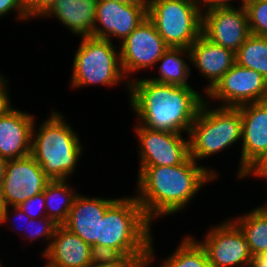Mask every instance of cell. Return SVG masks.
<instances>
[{"label": "cell", "instance_id": "6da1fadb", "mask_svg": "<svg viewBox=\"0 0 267 267\" xmlns=\"http://www.w3.org/2000/svg\"><path fill=\"white\" fill-rule=\"evenodd\" d=\"M218 176L217 171L191 157L174 166H139L134 196L146 217L154 222L181 213L203 186Z\"/></svg>", "mask_w": 267, "mask_h": 267}, {"label": "cell", "instance_id": "7a4b0ae2", "mask_svg": "<svg viewBox=\"0 0 267 267\" xmlns=\"http://www.w3.org/2000/svg\"><path fill=\"white\" fill-rule=\"evenodd\" d=\"M129 106L139 122L152 130L189 134L205 95L191 86H177L132 78Z\"/></svg>", "mask_w": 267, "mask_h": 267}, {"label": "cell", "instance_id": "3957f363", "mask_svg": "<svg viewBox=\"0 0 267 267\" xmlns=\"http://www.w3.org/2000/svg\"><path fill=\"white\" fill-rule=\"evenodd\" d=\"M151 224L136 197L123 195L100 219L97 256L150 257Z\"/></svg>", "mask_w": 267, "mask_h": 267}, {"label": "cell", "instance_id": "277c9868", "mask_svg": "<svg viewBox=\"0 0 267 267\" xmlns=\"http://www.w3.org/2000/svg\"><path fill=\"white\" fill-rule=\"evenodd\" d=\"M79 137L63 113L52 109L39 127L34 121L30 155L50 180H69L83 154Z\"/></svg>", "mask_w": 267, "mask_h": 267}, {"label": "cell", "instance_id": "5b68a950", "mask_svg": "<svg viewBox=\"0 0 267 267\" xmlns=\"http://www.w3.org/2000/svg\"><path fill=\"white\" fill-rule=\"evenodd\" d=\"M205 100L189 131L190 157L198 163L242 140L240 110L234 107L210 106Z\"/></svg>", "mask_w": 267, "mask_h": 267}, {"label": "cell", "instance_id": "8992f818", "mask_svg": "<svg viewBox=\"0 0 267 267\" xmlns=\"http://www.w3.org/2000/svg\"><path fill=\"white\" fill-rule=\"evenodd\" d=\"M73 58L71 87L81 89L95 85L105 87L124 84L129 93V80L121 66L119 46L109 40L92 36L81 37Z\"/></svg>", "mask_w": 267, "mask_h": 267}, {"label": "cell", "instance_id": "52a82bcc", "mask_svg": "<svg viewBox=\"0 0 267 267\" xmlns=\"http://www.w3.org/2000/svg\"><path fill=\"white\" fill-rule=\"evenodd\" d=\"M147 17L168 47L189 49L202 34V10L195 0H148Z\"/></svg>", "mask_w": 267, "mask_h": 267}, {"label": "cell", "instance_id": "ba28073f", "mask_svg": "<svg viewBox=\"0 0 267 267\" xmlns=\"http://www.w3.org/2000/svg\"><path fill=\"white\" fill-rule=\"evenodd\" d=\"M219 107H234L267 100V79L252 69L236 63L205 94V100Z\"/></svg>", "mask_w": 267, "mask_h": 267}, {"label": "cell", "instance_id": "9c48e42d", "mask_svg": "<svg viewBox=\"0 0 267 267\" xmlns=\"http://www.w3.org/2000/svg\"><path fill=\"white\" fill-rule=\"evenodd\" d=\"M205 233L203 240L197 242L213 267L251 266L253 257L245 236L230 218L214 227L212 225Z\"/></svg>", "mask_w": 267, "mask_h": 267}, {"label": "cell", "instance_id": "30bf717a", "mask_svg": "<svg viewBox=\"0 0 267 267\" xmlns=\"http://www.w3.org/2000/svg\"><path fill=\"white\" fill-rule=\"evenodd\" d=\"M119 44L122 70L129 82L135 76L134 73L155 68L159 58L168 49L148 17Z\"/></svg>", "mask_w": 267, "mask_h": 267}, {"label": "cell", "instance_id": "8fae6325", "mask_svg": "<svg viewBox=\"0 0 267 267\" xmlns=\"http://www.w3.org/2000/svg\"><path fill=\"white\" fill-rule=\"evenodd\" d=\"M134 133L139 145V166H174L190 157L189 136L148 129L138 123Z\"/></svg>", "mask_w": 267, "mask_h": 267}, {"label": "cell", "instance_id": "7c38bea8", "mask_svg": "<svg viewBox=\"0 0 267 267\" xmlns=\"http://www.w3.org/2000/svg\"><path fill=\"white\" fill-rule=\"evenodd\" d=\"M214 7L202 12V35L236 52L251 35L244 5Z\"/></svg>", "mask_w": 267, "mask_h": 267}, {"label": "cell", "instance_id": "4fadbf2b", "mask_svg": "<svg viewBox=\"0 0 267 267\" xmlns=\"http://www.w3.org/2000/svg\"><path fill=\"white\" fill-rule=\"evenodd\" d=\"M49 181L31 155L7 160L1 188L6 206H19L42 193Z\"/></svg>", "mask_w": 267, "mask_h": 267}, {"label": "cell", "instance_id": "5bb4252c", "mask_svg": "<svg viewBox=\"0 0 267 267\" xmlns=\"http://www.w3.org/2000/svg\"><path fill=\"white\" fill-rule=\"evenodd\" d=\"M242 119L241 154L237 177L242 180L245 172L267 150V100L237 107Z\"/></svg>", "mask_w": 267, "mask_h": 267}, {"label": "cell", "instance_id": "9a60e30c", "mask_svg": "<svg viewBox=\"0 0 267 267\" xmlns=\"http://www.w3.org/2000/svg\"><path fill=\"white\" fill-rule=\"evenodd\" d=\"M147 17V7L122 4L118 0H98L93 37L119 39L120 43Z\"/></svg>", "mask_w": 267, "mask_h": 267}, {"label": "cell", "instance_id": "2e32d148", "mask_svg": "<svg viewBox=\"0 0 267 267\" xmlns=\"http://www.w3.org/2000/svg\"><path fill=\"white\" fill-rule=\"evenodd\" d=\"M117 199L98 196L90 198L78 193L63 226L90 245L97 255L100 219Z\"/></svg>", "mask_w": 267, "mask_h": 267}, {"label": "cell", "instance_id": "e0dca14e", "mask_svg": "<svg viewBox=\"0 0 267 267\" xmlns=\"http://www.w3.org/2000/svg\"><path fill=\"white\" fill-rule=\"evenodd\" d=\"M35 116L12 106L0 113V157L14 160L30 155Z\"/></svg>", "mask_w": 267, "mask_h": 267}, {"label": "cell", "instance_id": "ac0fdd59", "mask_svg": "<svg viewBox=\"0 0 267 267\" xmlns=\"http://www.w3.org/2000/svg\"><path fill=\"white\" fill-rule=\"evenodd\" d=\"M189 52L190 63L208 81L204 95L236 63L234 51L212 43L202 34L190 46Z\"/></svg>", "mask_w": 267, "mask_h": 267}, {"label": "cell", "instance_id": "d6986e66", "mask_svg": "<svg viewBox=\"0 0 267 267\" xmlns=\"http://www.w3.org/2000/svg\"><path fill=\"white\" fill-rule=\"evenodd\" d=\"M42 256L53 267H90L97 255L79 236L58 225L48 250Z\"/></svg>", "mask_w": 267, "mask_h": 267}, {"label": "cell", "instance_id": "ffe728a7", "mask_svg": "<svg viewBox=\"0 0 267 267\" xmlns=\"http://www.w3.org/2000/svg\"><path fill=\"white\" fill-rule=\"evenodd\" d=\"M98 0H57L42 17H50L60 21L76 36L93 37L96 22V6ZM53 16V17H52Z\"/></svg>", "mask_w": 267, "mask_h": 267}, {"label": "cell", "instance_id": "44dd1931", "mask_svg": "<svg viewBox=\"0 0 267 267\" xmlns=\"http://www.w3.org/2000/svg\"><path fill=\"white\" fill-rule=\"evenodd\" d=\"M187 59L190 61L189 49L168 47L156 63L159 75L149 80L170 85L190 86L188 79L191 76V68Z\"/></svg>", "mask_w": 267, "mask_h": 267}, {"label": "cell", "instance_id": "7402d4cb", "mask_svg": "<svg viewBox=\"0 0 267 267\" xmlns=\"http://www.w3.org/2000/svg\"><path fill=\"white\" fill-rule=\"evenodd\" d=\"M243 214L230 219L243 232L252 257L267 254V202Z\"/></svg>", "mask_w": 267, "mask_h": 267}, {"label": "cell", "instance_id": "603a6c76", "mask_svg": "<svg viewBox=\"0 0 267 267\" xmlns=\"http://www.w3.org/2000/svg\"><path fill=\"white\" fill-rule=\"evenodd\" d=\"M75 190V191H74ZM47 217L63 225L78 194L66 180H50L44 191Z\"/></svg>", "mask_w": 267, "mask_h": 267}, {"label": "cell", "instance_id": "cb8c5ba5", "mask_svg": "<svg viewBox=\"0 0 267 267\" xmlns=\"http://www.w3.org/2000/svg\"><path fill=\"white\" fill-rule=\"evenodd\" d=\"M178 247L168 255L158 267H213L208 261L205 250L191 235L181 238Z\"/></svg>", "mask_w": 267, "mask_h": 267}, {"label": "cell", "instance_id": "d4e9b609", "mask_svg": "<svg viewBox=\"0 0 267 267\" xmlns=\"http://www.w3.org/2000/svg\"><path fill=\"white\" fill-rule=\"evenodd\" d=\"M236 64L267 79V37L250 35L235 52Z\"/></svg>", "mask_w": 267, "mask_h": 267}, {"label": "cell", "instance_id": "484cf974", "mask_svg": "<svg viewBox=\"0 0 267 267\" xmlns=\"http://www.w3.org/2000/svg\"><path fill=\"white\" fill-rule=\"evenodd\" d=\"M250 33L267 37V0H245Z\"/></svg>", "mask_w": 267, "mask_h": 267}, {"label": "cell", "instance_id": "4316f807", "mask_svg": "<svg viewBox=\"0 0 267 267\" xmlns=\"http://www.w3.org/2000/svg\"><path fill=\"white\" fill-rule=\"evenodd\" d=\"M57 226L58 224H56L52 219L48 217L38 219L31 218L29 219V221H27L26 231H24L25 233H23L24 235L22 236L24 240L26 239L25 241H27L28 239L31 243L40 238H43L45 241H47V243L49 242L48 245H46V248L44 247V249L41 251L42 256L48 250ZM27 230L29 231V233Z\"/></svg>", "mask_w": 267, "mask_h": 267}, {"label": "cell", "instance_id": "83f0119b", "mask_svg": "<svg viewBox=\"0 0 267 267\" xmlns=\"http://www.w3.org/2000/svg\"><path fill=\"white\" fill-rule=\"evenodd\" d=\"M149 260L150 257L96 256L90 267H140Z\"/></svg>", "mask_w": 267, "mask_h": 267}, {"label": "cell", "instance_id": "f1b7e54d", "mask_svg": "<svg viewBox=\"0 0 267 267\" xmlns=\"http://www.w3.org/2000/svg\"><path fill=\"white\" fill-rule=\"evenodd\" d=\"M18 207L32 219L47 217L43 192L25 200Z\"/></svg>", "mask_w": 267, "mask_h": 267}, {"label": "cell", "instance_id": "f546056e", "mask_svg": "<svg viewBox=\"0 0 267 267\" xmlns=\"http://www.w3.org/2000/svg\"><path fill=\"white\" fill-rule=\"evenodd\" d=\"M12 11L14 13L17 12L15 15L18 21L31 20L28 17L23 0H0V18L3 19V17H6V15H9Z\"/></svg>", "mask_w": 267, "mask_h": 267}, {"label": "cell", "instance_id": "4dcf8cb0", "mask_svg": "<svg viewBox=\"0 0 267 267\" xmlns=\"http://www.w3.org/2000/svg\"><path fill=\"white\" fill-rule=\"evenodd\" d=\"M30 19L40 18L50 10L57 0H23Z\"/></svg>", "mask_w": 267, "mask_h": 267}, {"label": "cell", "instance_id": "1f68e13d", "mask_svg": "<svg viewBox=\"0 0 267 267\" xmlns=\"http://www.w3.org/2000/svg\"><path fill=\"white\" fill-rule=\"evenodd\" d=\"M255 176V178L265 179L267 182V150L244 174L243 178H249ZM267 185V183H266ZM267 189V188H266Z\"/></svg>", "mask_w": 267, "mask_h": 267}, {"label": "cell", "instance_id": "d6a6232c", "mask_svg": "<svg viewBox=\"0 0 267 267\" xmlns=\"http://www.w3.org/2000/svg\"><path fill=\"white\" fill-rule=\"evenodd\" d=\"M11 210V211H10ZM11 212V214H10ZM11 215V216H10ZM14 215V216H13ZM18 217L17 220H23L25 218L24 221H26V225H27V221H29V219H31L24 211H22L18 206H6L5 208V211L3 213V216H2V219H1V222H0V225H3L5 224V226H8L10 225L12 222H9V221H12L11 218L13 217ZM24 217V218H23ZM21 218V219H20ZM15 219V218H14ZM16 220V219H15ZM23 221V222H24ZM8 224V225H7ZM21 224V223H20ZM16 226V229L15 230H18L20 227H18V224H14ZM25 225V224H24ZM23 225V226H24ZM26 225L21 227L22 230L24 229L26 231ZM18 227V229H17Z\"/></svg>", "mask_w": 267, "mask_h": 267}, {"label": "cell", "instance_id": "836d02e7", "mask_svg": "<svg viewBox=\"0 0 267 267\" xmlns=\"http://www.w3.org/2000/svg\"><path fill=\"white\" fill-rule=\"evenodd\" d=\"M8 84L9 82L6 77L2 76L0 73V113L7 111L12 106V100L8 90L9 87L7 86Z\"/></svg>", "mask_w": 267, "mask_h": 267}, {"label": "cell", "instance_id": "e575fe53", "mask_svg": "<svg viewBox=\"0 0 267 267\" xmlns=\"http://www.w3.org/2000/svg\"><path fill=\"white\" fill-rule=\"evenodd\" d=\"M196 1L198 5L200 6L202 12L210 8H214V7L235 6L234 4H232L233 0H196ZM240 1H239V3H241L240 5L245 4V0H240Z\"/></svg>", "mask_w": 267, "mask_h": 267}, {"label": "cell", "instance_id": "d590c367", "mask_svg": "<svg viewBox=\"0 0 267 267\" xmlns=\"http://www.w3.org/2000/svg\"><path fill=\"white\" fill-rule=\"evenodd\" d=\"M250 267H267V254L254 256Z\"/></svg>", "mask_w": 267, "mask_h": 267}, {"label": "cell", "instance_id": "8d00e7d4", "mask_svg": "<svg viewBox=\"0 0 267 267\" xmlns=\"http://www.w3.org/2000/svg\"><path fill=\"white\" fill-rule=\"evenodd\" d=\"M122 4L138 7H148V0H118Z\"/></svg>", "mask_w": 267, "mask_h": 267}, {"label": "cell", "instance_id": "74e56055", "mask_svg": "<svg viewBox=\"0 0 267 267\" xmlns=\"http://www.w3.org/2000/svg\"><path fill=\"white\" fill-rule=\"evenodd\" d=\"M153 241H154V238L152 237L151 248H150V260H149V262L142 264L140 267H152L153 263L155 264L156 257H158V256L155 255L156 252H155Z\"/></svg>", "mask_w": 267, "mask_h": 267}, {"label": "cell", "instance_id": "f35d334b", "mask_svg": "<svg viewBox=\"0 0 267 267\" xmlns=\"http://www.w3.org/2000/svg\"><path fill=\"white\" fill-rule=\"evenodd\" d=\"M6 160L0 157V191L3 184L4 174H5Z\"/></svg>", "mask_w": 267, "mask_h": 267}, {"label": "cell", "instance_id": "ab89813d", "mask_svg": "<svg viewBox=\"0 0 267 267\" xmlns=\"http://www.w3.org/2000/svg\"><path fill=\"white\" fill-rule=\"evenodd\" d=\"M5 208H6V204L4 202V198H3L2 193L0 191V222H1V219L3 216V213L5 211Z\"/></svg>", "mask_w": 267, "mask_h": 267}, {"label": "cell", "instance_id": "60d3db41", "mask_svg": "<svg viewBox=\"0 0 267 267\" xmlns=\"http://www.w3.org/2000/svg\"><path fill=\"white\" fill-rule=\"evenodd\" d=\"M0 260H1V259H0ZM0 267H4V266H3V263H1V261H0Z\"/></svg>", "mask_w": 267, "mask_h": 267}, {"label": "cell", "instance_id": "b9f144b4", "mask_svg": "<svg viewBox=\"0 0 267 267\" xmlns=\"http://www.w3.org/2000/svg\"><path fill=\"white\" fill-rule=\"evenodd\" d=\"M44 267H53V266H49V265L46 263V265H45Z\"/></svg>", "mask_w": 267, "mask_h": 267}]
</instances>
